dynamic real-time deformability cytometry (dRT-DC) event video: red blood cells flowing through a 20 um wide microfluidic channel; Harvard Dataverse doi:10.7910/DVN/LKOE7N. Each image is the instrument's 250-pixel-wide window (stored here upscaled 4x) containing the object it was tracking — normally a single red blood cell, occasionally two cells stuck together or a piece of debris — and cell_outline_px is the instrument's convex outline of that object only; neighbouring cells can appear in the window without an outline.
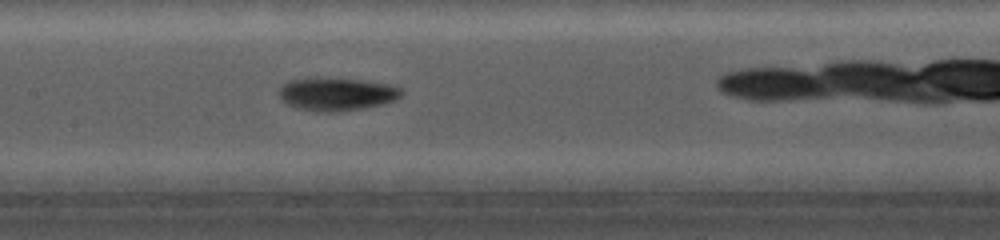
{"species": "common noctule bat (a hibernating species)", "species_latin": "Nyctalus noctula", "temperature_condition": "cold", "stored_images_in_passage": 51, "camera_frame_rate_fps": 5000, "um_per_image_px": 0.085, "animal": {"sex": "female", "body_mass_g": 19.0, "forearm_length_mm": 56.7}, "frame": {"image": 1, "passage_image": 50, "time_ms": 5.8, "image_size_px": [1000, 240], "cell_outline_px": [[404, 92], [396, 100], [384, 104], [364, 108], [332, 112], [316, 112], [296, 108], [280, 100], [276, 92], [284, 84], [292, 80], [360, 80], [388, 84], [400, 88]], "centroid_in_image_um": [28.62, 8.05], "position_along_channel_um": 178.8, "area_um2": 23.0}}